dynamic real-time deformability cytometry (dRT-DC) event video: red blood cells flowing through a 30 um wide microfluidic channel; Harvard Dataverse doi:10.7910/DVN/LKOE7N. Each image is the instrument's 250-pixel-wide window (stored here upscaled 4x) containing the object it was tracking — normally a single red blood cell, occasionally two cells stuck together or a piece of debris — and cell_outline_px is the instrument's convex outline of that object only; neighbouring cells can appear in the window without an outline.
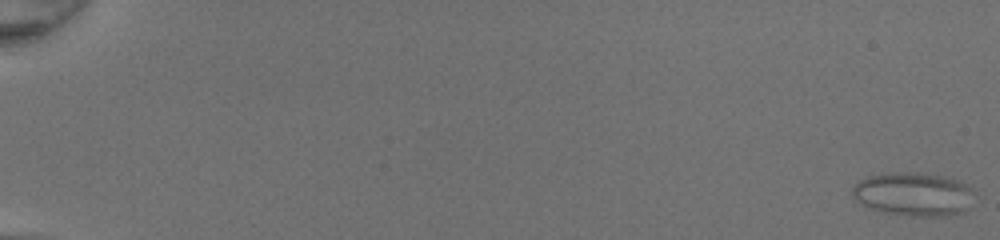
{"species": "common noctule bat (a hibernating species)", "species_latin": "Nyctalus noctula", "temperature_condition": "room temperature", "stored_images_in_passage": 51, "camera_frame_rate_fps": 3000, "um_per_image_px": 0.085, "animal": {"sex": "female", "body_mass_g": 20.0, "forearm_length_mm": 54.0}, "frame": {"image": 1, "passage_image": 1, "time_ms": 0.0, "image_size_px": [1000, 240], "cell_outline_px": [[968, 208], [964, 212], [948, 216], [912, 216], [888, 212], [868, 208], [856, 200], [852, 196], [852, 188], [860, 180], [868, 176], [892, 172], [916, 172], [940, 176], [960, 180], [968, 184]], "centroid_in_image_um": [77.58, 16.5], "position_along_channel_um": 7.4, "area_um2": 30.52}}
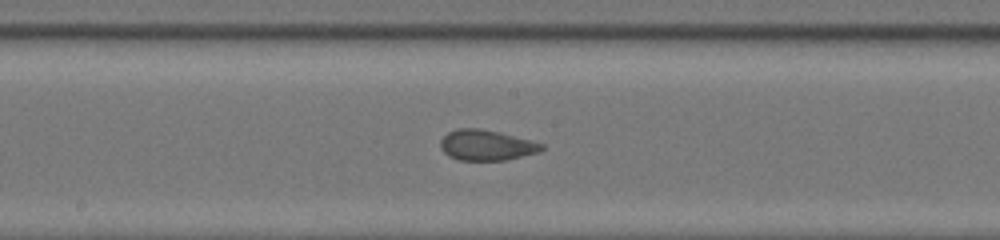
{"frame": {"image": 2, "passage_image": 30, "time_ms": 9.667, "image_size_px": [1000, 240], "cell_outline_px": [[544, 148], [540, 152], [504, 160], [456, 160], [448, 156], [440, 148], [440, 140], [448, 132], [456, 128], [480, 128], [500, 132], [532, 140], [544, 144]], "centroid_in_image_um": [41.34, 12.33], "position_along_channel_um": 206.9, "area_um2": 18.21}}
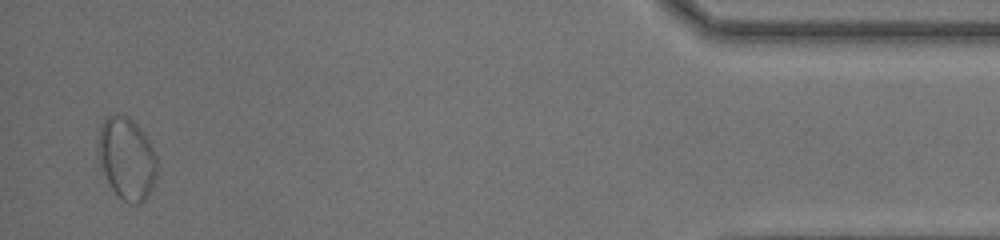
{"frame": {"image": 3, "passage_image": 50, "time_ms": 16.333, "image_size_px": [1000, 240], "cell_outline_px": [[156, 172], [148, 196], [140, 204], [128, 204], [116, 196], [100, 172], [96, 148], [96, 144], [100, 124], [104, 116], [128, 116], [144, 132], [152, 144], [156, 152]], "centroid_in_image_um": [10.71, 13.49], "position_along_channel_um": 424.5, "area_um2": 29.07}}